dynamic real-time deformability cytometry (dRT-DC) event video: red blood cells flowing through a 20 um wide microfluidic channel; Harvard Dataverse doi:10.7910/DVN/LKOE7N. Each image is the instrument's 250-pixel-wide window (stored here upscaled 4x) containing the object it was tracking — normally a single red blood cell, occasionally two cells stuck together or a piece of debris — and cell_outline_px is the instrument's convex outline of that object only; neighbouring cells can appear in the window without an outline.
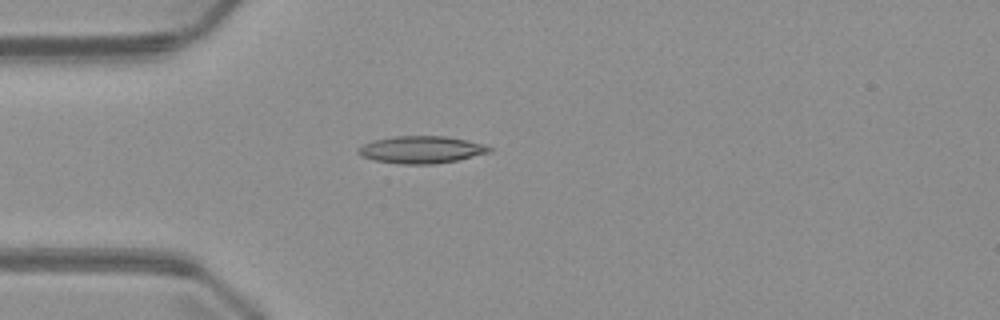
{"species": "common noctule bat (a hibernating species)", "species_latin": "Nyctalus noctula", "temperature_condition": "warm", "stored_images_in_passage": 5, "camera_frame_rate_fps": 3000, "um_per_image_px": 0.085, "animal": {"sex": "male", "body_mass_g": 23.1, "forearm_length_mm": 52.7}, "frame": {"image": 1, "passage_image": 5, "time_ms": 4.667, "image_size_px": [1000, 320], "cell_outline_px": [[492, 152], [456, 160], [432, 164], [404, 164], [376, 160], [360, 156], [356, 152], [356, 148], [372, 140], [396, 136], [448, 136], [468, 140], [484, 144], [492, 148]], "centroid_in_image_um": [35.81, 12.71], "position_along_channel_um": 49.2, "area_um2": 20.87}}